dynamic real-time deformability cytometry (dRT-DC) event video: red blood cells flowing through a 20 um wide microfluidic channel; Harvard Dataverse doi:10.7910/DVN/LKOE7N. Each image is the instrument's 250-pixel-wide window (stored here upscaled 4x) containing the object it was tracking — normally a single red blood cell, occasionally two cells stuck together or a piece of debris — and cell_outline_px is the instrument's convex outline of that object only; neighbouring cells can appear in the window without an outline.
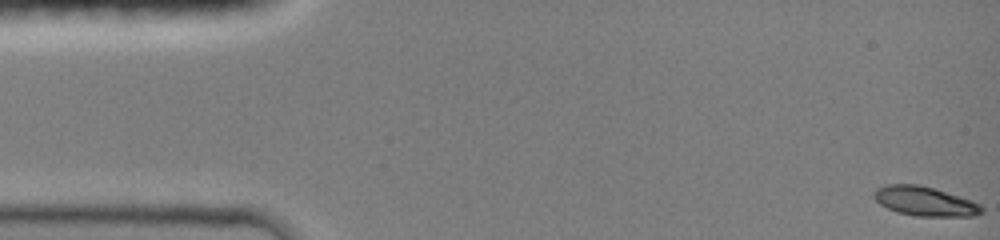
{"species": "common noctule bat (a hibernating species)", "species_latin": "Nyctalus noctula", "temperature_condition": "room temperature", "stored_images_in_passage": 12, "camera_frame_rate_fps": 3000, "um_per_image_px": 0.085, "animal": {"sex": "female", "body_mass_g": 19.0, "forearm_length_mm": 51.5}, "frame": {"image": 1, "passage_image": 1, "time_ms": 0.0, "image_size_px": [1000, 240], "cell_outline_px": [[984, 212], [972, 216], [916, 216], [896, 212], [880, 204], [872, 196], [880, 188], [888, 184], [916, 184], [932, 188], [972, 200], [980, 204], [984, 208]], "centroid_in_image_um": [78.64, 17.12], "position_along_channel_um": 6.4, "area_um2": 18.21}}